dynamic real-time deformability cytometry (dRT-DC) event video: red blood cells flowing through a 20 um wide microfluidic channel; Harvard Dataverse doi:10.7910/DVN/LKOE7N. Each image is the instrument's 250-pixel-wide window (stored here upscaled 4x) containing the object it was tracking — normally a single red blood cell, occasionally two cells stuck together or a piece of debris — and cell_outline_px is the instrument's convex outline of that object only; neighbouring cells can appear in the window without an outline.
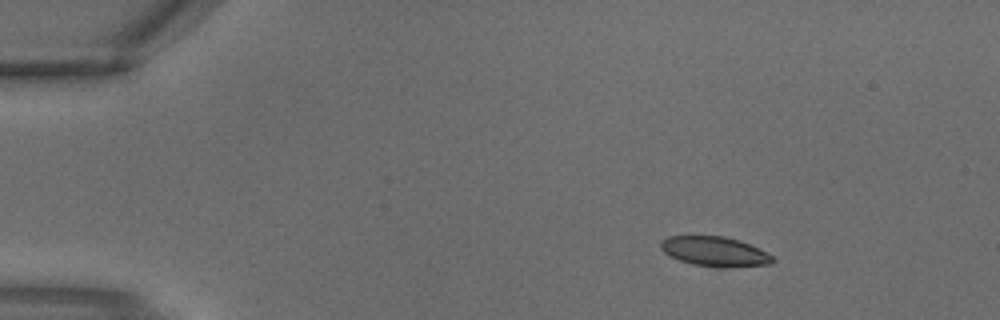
{"species": "common noctule bat (a hibernating species)", "species_latin": "Nyctalus noctula", "temperature_condition": "warm", "stored_images_in_passage": 2, "camera_frame_rate_fps": 3000, "um_per_image_px": 0.085, "animal": {"sex": "male", "body_mass_g": 18.8}, "frame": {"image": 1, "passage_image": 1, "time_ms": 0.0, "image_size_px": [1000, 320], "cell_outline_px": [[776, 260], [772, 264], [728, 268], [716, 268], [692, 264], [680, 260], [664, 252], [660, 248], [660, 240], [668, 236], [724, 236], [740, 240], [772, 256]], "centroid_in_image_um": [60.74, 21.39], "position_along_channel_um": 24.3, "area_um2": 19.48}}